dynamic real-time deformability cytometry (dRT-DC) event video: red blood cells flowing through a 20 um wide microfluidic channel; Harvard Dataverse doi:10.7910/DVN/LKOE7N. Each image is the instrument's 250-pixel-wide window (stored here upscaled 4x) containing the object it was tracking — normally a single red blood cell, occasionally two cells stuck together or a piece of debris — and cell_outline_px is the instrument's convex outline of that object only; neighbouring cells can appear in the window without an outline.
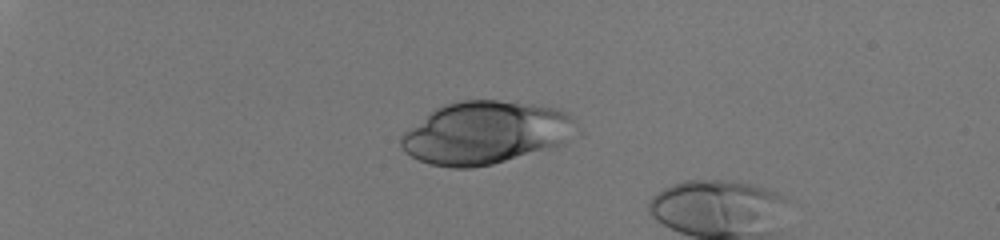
{"species": "human", "species_latin": "Homo sapiens", "temperature_condition": "room temperature", "stored_images_in_passage": 23, "camera_frame_rate_fps": 3000, "um_per_image_px": 0.085, "donor": {"sex": "male"}, "frame": {"image": 1, "passage_image": 18, "time_ms": 5.667, "image_size_px": [1000, 240], "cell_outline_px": [[572, 124], [564, 144], [556, 148], [492, 164], [472, 168], [452, 168], [428, 164], [404, 152], [400, 144], [400, 136], [404, 132], [436, 108], [444, 104], [460, 100], [496, 100], [532, 104], [560, 108], [568, 112], [572, 116]], "centroid_in_image_um": [41.23, 11.29], "position_along_channel_um": 43.8, "area_um2": 63.87}}